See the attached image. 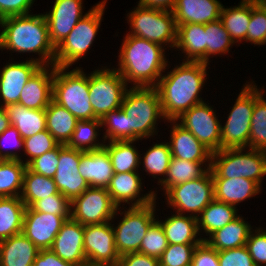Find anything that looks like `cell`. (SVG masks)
<instances>
[{"instance_id": "cell-44", "label": "cell", "mask_w": 266, "mask_h": 266, "mask_svg": "<svg viewBox=\"0 0 266 266\" xmlns=\"http://www.w3.org/2000/svg\"><path fill=\"white\" fill-rule=\"evenodd\" d=\"M101 126L103 128L106 126L102 142L107 140L108 142L129 140V122L122 108L108 112L101 119Z\"/></svg>"}, {"instance_id": "cell-52", "label": "cell", "mask_w": 266, "mask_h": 266, "mask_svg": "<svg viewBox=\"0 0 266 266\" xmlns=\"http://www.w3.org/2000/svg\"><path fill=\"white\" fill-rule=\"evenodd\" d=\"M246 247L256 266H266V230L262 227L253 229L246 242Z\"/></svg>"}, {"instance_id": "cell-30", "label": "cell", "mask_w": 266, "mask_h": 266, "mask_svg": "<svg viewBox=\"0 0 266 266\" xmlns=\"http://www.w3.org/2000/svg\"><path fill=\"white\" fill-rule=\"evenodd\" d=\"M175 49L184 53L183 61L205 63V24L188 23L177 26Z\"/></svg>"}, {"instance_id": "cell-56", "label": "cell", "mask_w": 266, "mask_h": 266, "mask_svg": "<svg viewBox=\"0 0 266 266\" xmlns=\"http://www.w3.org/2000/svg\"><path fill=\"white\" fill-rule=\"evenodd\" d=\"M118 266H160L159 259L139 252L120 256Z\"/></svg>"}, {"instance_id": "cell-29", "label": "cell", "mask_w": 266, "mask_h": 266, "mask_svg": "<svg viewBox=\"0 0 266 266\" xmlns=\"http://www.w3.org/2000/svg\"><path fill=\"white\" fill-rule=\"evenodd\" d=\"M252 230V226L239 214L233 221L216 230L209 237H203L202 240L216 251L233 249L246 245Z\"/></svg>"}, {"instance_id": "cell-50", "label": "cell", "mask_w": 266, "mask_h": 266, "mask_svg": "<svg viewBox=\"0 0 266 266\" xmlns=\"http://www.w3.org/2000/svg\"><path fill=\"white\" fill-rule=\"evenodd\" d=\"M30 208L37 212L57 216H70L71 202L60 193L35 201Z\"/></svg>"}, {"instance_id": "cell-54", "label": "cell", "mask_w": 266, "mask_h": 266, "mask_svg": "<svg viewBox=\"0 0 266 266\" xmlns=\"http://www.w3.org/2000/svg\"><path fill=\"white\" fill-rule=\"evenodd\" d=\"M191 266H220L217 251L202 241L194 250Z\"/></svg>"}, {"instance_id": "cell-49", "label": "cell", "mask_w": 266, "mask_h": 266, "mask_svg": "<svg viewBox=\"0 0 266 266\" xmlns=\"http://www.w3.org/2000/svg\"><path fill=\"white\" fill-rule=\"evenodd\" d=\"M23 146V138L17 129L10 125L2 134H0V159L23 161L21 157L24 155H21L22 153L20 152V150L23 151ZM12 148H14L13 151Z\"/></svg>"}, {"instance_id": "cell-57", "label": "cell", "mask_w": 266, "mask_h": 266, "mask_svg": "<svg viewBox=\"0 0 266 266\" xmlns=\"http://www.w3.org/2000/svg\"><path fill=\"white\" fill-rule=\"evenodd\" d=\"M33 266H77L74 263L64 261L51 249H41L34 260Z\"/></svg>"}, {"instance_id": "cell-2", "label": "cell", "mask_w": 266, "mask_h": 266, "mask_svg": "<svg viewBox=\"0 0 266 266\" xmlns=\"http://www.w3.org/2000/svg\"><path fill=\"white\" fill-rule=\"evenodd\" d=\"M119 51L115 69L131 87H155L170 68L165 48L144 38L126 34Z\"/></svg>"}, {"instance_id": "cell-8", "label": "cell", "mask_w": 266, "mask_h": 266, "mask_svg": "<svg viewBox=\"0 0 266 266\" xmlns=\"http://www.w3.org/2000/svg\"><path fill=\"white\" fill-rule=\"evenodd\" d=\"M129 35L144 38L163 47L175 48L177 25L173 12L145 8L137 5L127 14Z\"/></svg>"}, {"instance_id": "cell-20", "label": "cell", "mask_w": 266, "mask_h": 266, "mask_svg": "<svg viewBox=\"0 0 266 266\" xmlns=\"http://www.w3.org/2000/svg\"><path fill=\"white\" fill-rule=\"evenodd\" d=\"M142 179L138 171L114 173L106 189L113 202L120 208H123L126 203L129 204V207L144 206L157 198V191L150 190L144 195L141 194L143 191Z\"/></svg>"}, {"instance_id": "cell-4", "label": "cell", "mask_w": 266, "mask_h": 266, "mask_svg": "<svg viewBox=\"0 0 266 266\" xmlns=\"http://www.w3.org/2000/svg\"><path fill=\"white\" fill-rule=\"evenodd\" d=\"M129 88L121 105L129 122V140L139 141L154 137L158 134L157 122L160 119L166 121L157 89L130 86Z\"/></svg>"}, {"instance_id": "cell-32", "label": "cell", "mask_w": 266, "mask_h": 266, "mask_svg": "<svg viewBox=\"0 0 266 266\" xmlns=\"http://www.w3.org/2000/svg\"><path fill=\"white\" fill-rule=\"evenodd\" d=\"M45 115L47 131L59 144L67 145L79 120L53 99L45 109Z\"/></svg>"}, {"instance_id": "cell-24", "label": "cell", "mask_w": 266, "mask_h": 266, "mask_svg": "<svg viewBox=\"0 0 266 266\" xmlns=\"http://www.w3.org/2000/svg\"><path fill=\"white\" fill-rule=\"evenodd\" d=\"M78 169L90 187L106 188L114 176L111 159L104 147L83 152Z\"/></svg>"}, {"instance_id": "cell-45", "label": "cell", "mask_w": 266, "mask_h": 266, "mask_svg": "<svg viewBox=\"0 0 266 266\" xmlns=\"http://www.w3.org/2000/svg\"><path fill=\"white\" fill-rule=\"evenodd\" d=\"M246 42L255 46L266 44V0H251V19Z\"/></svg>"}, {"instance_id": "cell-15", "label": "cell", "mask_w": 266, "mask_h": 266, "mask_svg": "<svg viewBox=\"0 0 266 266\" xmlns=\"http://www.w3.org/2000/svg\"><path fill=\"white\" fill-rule=\"evenodd\" d=\"M84 252L87 264L118 266L119 254L115 247L112 223L84 225Z\"/></svg>"}, {"instance_id": "cell-16", "label": "cell", "mask_w": 266, "mask_h": 266, "mask_svg": "<svg viewBox=\"0 0 266 266\" xmlns=\"http://www.w3.org/2000/svg\"><path fill=\"white\" fill-rule=\"evenodd\" d=\"M84 151L59 144V164L53 177L58 191L70 202L89 187L79 173L81 154Z\"/></svg>"}, {"instance_id": "cell-27", "label": "cell", "mask_w": 266, "mask_h": 266, "mask_svg": "<svg viewBox=\"0 0 266 266\" xmlns=\"http://www.w3.org/2000/svg\"><path fill=\"white\" fill-rule=\"evenodd\" d=\"M157 221L163 228L168 244L199 245L203 241L198 232L197 218L194 216L175 212L164 221Z\"/></svg>"}, {"instance_id": "cell-6", "label": "cell", "mask_w": 266, "mask_h": 266, "mask_svg": "<svg viewBox=\"0 0 266 266\" xmlns=\"http://www.w3.org/2000/svg\"><path fill=\"white\" fill-rule=\"evenodd\" d=\"M210 171L213 178L243 177L262 187L266 175V152L252 148L221 149L212 153Z\"/></svg>"}, {"instance_id": "cell-22", "label": "cell", "mask_w": 266, "mask_h": 266, "mask_svg": "<svg viewBox=\"0 0 266 266\" xmlns=\"http://www.w3.org/2000/svg\"><path fill=\"white\" fill-rule=\"evenodd\" d=\"M55 65L41 66L24 85L18 103L30 109H46L53 98Z\"/></svg>"}, {"instance_id": "cell-31", "label": "cell", "mask_w": 266, "mask_h": 266, "mask_svg": "<svg viewBox=\"0 0 266 266\" xmlns=\"http://www.w3.org/2000/svg\"><path fill=\"white\" fill-rule=\"evenodd\" d=\"M10 124L14 126L23 139L46 130L45 109H30L19 103L5 107Z\"/></svg>"}, {"instance_id": "cell-51", "label": "cell", "mask_w": 266, "mask_h": 266, "mask_svg": "<svg viewBox=\"0 0 266 266\" xmlns=\"http://www.w3.org/2000/svg\"><path fill=\"white\" fill-rule=\"evenodd\" d=\"M58 164L59 145L55 149L45 152L41 156H38L31 160L27 164V168L37 174L53 178L56 174Z\"/></svg>"}, {"instance_id": "cell-43", "label": "cell", "mask_w": 266, "mask_h": 266, "mask_svg": "<svg viewBox=\"0 0 266 266\" xmlns=\"http://www.w3.org/2000/svg\"><path fill=\"white\" fill-rule=\"evenodd\" d=\"M235 42L226 31L222 21L219 19L205 24V63L209 61L211 55H225L229 52Z\"/></svg>"}, {"instance_id": "cell-19", "label": "cell", "mask_w": 266, "mask_h": 266, "mask_svg": "<svg viewBox=\"0 0 266 266\" xmlns=\"http://www.w3.org/2000/svg\"><path fill=\"white\" fill-rule=\"evenodd\" d=\"M29 59V60H28ZM26 61L9 62L0 71V106L18 103L24 85L42 66L28 58Z\"/></svg>"}, {"instance_id": "cell-55", "label": "cell", "mask_w": 266, "mask_h": 266, "mask_svg": "<svg viewBox=\"0 0 266 266\" xmlns=\"http://www.w3.org/2000/svg\"><path fill=\"white\" fill-rule=\"evenodd\" d=\"M35 0H0V19L9 16L27 15Z\"/></svg>"}, {"instance_id": "cell-59", "label": "cell", "mask_w": 266, "mask_h": 266, "mask_svg": "<svg viewBox=\"0 0 266 266\" xmlns=\"http://www.w3.org/2000/svg\"><path fill=\"white\" fill-rule=\"evenodd\" d=\"M10 125V120L5 107L0 106V134H2Z\"/></svg>"}, {"instance_id": "cell-58", "label": "cell", "mask_w": 266, "mask_h": 266, "mask_svg": "<svg viewBox=\"0 0 266 266\" xmlns=\"http://www.w3.org/2000/svg\"><path fill=\"white\" fill-rule=\"evenodd\" d=\"M178 0H139L138 5L145 8L173 11Z\"/></svg>"}, {"instance_id": "cell-40", "label": "cell", "mask_w": 266, "mask_h": 266, "mask_svg": "<svg viewBox=\"0 0 266 266\" xmlns=\"http://www.w3.org/2000/svg\"><path fill=\"white\" fill-rule=\"evenodd\" d=\"M259 89L254 84V108L248 148L266 152V99L263 88Z\"/></svg>"}, {"instance_id": "cell-3", "label": "cell", "mask_w": 266, "mask_h": 266, "mask_svg": "<svg viewBox=\"0 0 266 266\" xmlns=\"http://www.w3.org/2000/svg\"><path fill=\"white\" fill-rule=\"evenodd\" d=\"M0 50L12 53H35L34 60L42 66L54 65L55 47L49 39L44 14L9 16L0 19Z\"/></svg>"}, {"instance_id": "cell-14", "label": "cell", "mask_w": 266, "mask_h": 266, "mask_svg": "<svg viewBox=\"0 0 266 266\" xmlns=\"http://www.w3.org/2000/svg\"><path fill=\"white\" fill-rule=\"evenodd\" d=\"M205 102L193 106L176 121L213 153L221 150L222 123L219 122L213 107Z\"/></svg>"}, {"instance_id": "cell-7", "label": "cell", "mask_w": 266, "mask_h": 266, "mask_svg": "<svg viewBox=\"0 0 266 266\" xmlns=\"http://www.w3.org/2000/svg\"><path fill=\"white\" fill-rule=\"evenodd\" d=\"M107 0H102L88 10L87 14L82 17L73 30L68 34L55 48L54 65L57 67H67L84 58L93 45L94 39L103 20V14Z\"/></svg>"}, {"instance_id": "cell-38", "label": "cell", "mask_w": 266, "mask_h": 266, "mask_svg": "<svg viewBox=\"0 0 266 266\" xmlns=\"http://www.w3.org/2000/svg\"><path fill=\"white\" fill-rule=\"evenodd\" d=\"M26 168L21 160L0 159V198L21 196Z\"/></svg>"}, {"instance_id": "cell-26", "label": "cell", "mask_w": 266, "mask_h": 266, "mask_svg": "<svg viewBox=\"0 0 266 266\" xmlns=\"http://www.w3.org/2000/svg\"><path fill=\"white\" fill-rule=\"evenodd\" d=\"M214 200L237 206L241 202L260 194L261 187L254 181L239 178H213Z\"/></svg>"}, {"instance_id": "cell-12", "label": "cell", "mask_w": 266, "mask_h": 266, "mask_svg": "<svg viewBox=\"0 0 266 266\" xmlns=\"http://www.w3.org/2000/svg\"><path fill=\"white\" fill-rule=\"evenodd\" d=\"M168 206L176 213L198 217L214 200L211 171L204 176L170 187L165 193ZM189 213V214H187Z\"/></svg>"}, {"instance_id": "cell-1", "label": "cell", "mask_w": 266, "mask_h": 266, "mask_svg": "<svg viewBox=\"0 0 266 266\" xmlns=\"http://www.w3.org/2000/svg\"><path fill=\"white\" fill-rule=\"evenodd\" d=\"M208 65L201 61H183L160 77L155 88L165 120H176L203 102L199 94L207 79Z\"/></svg>"}, {"instance_id": "cell-21", "label": "cell", "mask_w": 266, "mask_h": 266, "mask_svg": "<svg viewBox=\"0 0 266 266\" xmlns=\"http://www.w3.org/2000/svg\"><path fill=\"white\" fill-rule=\"evenodd\" d=\"M50 249L64 261L74 263L77 266L86 265L84 225L71 217L67 219L56 235Z\"/></svg>"}, {"instance_id": "cell-18", "label": "cell", "mask_w": 266, "mask_h": 266, "mask_svg": "<svg viewBox=\"0 0 266 266\" xmlns=\"http://www.w3.org/2000/svg\"><path fill=\"white\" fill-rule=\"evenodd\" d=\"M69 218L70 216L37 212L26 207L22 234L33 242L39 250L50 249L63 223Z\"/></svg>"}, {"instance_id": "cell-11", "label": "cell", "mask_w": 266, "mask_h": 266, "mask_svg": "<svg viewBox=\"0 0 266 266\" xmlns=\"http://www.w3.org/2000/svg\"><path fill=\"white\" fill-rule=\"evenodd\" d=\"M221 126V149L248 148L254 108V81L247 82Z\"/></svg>"}, {"instance_id": "cell-35", "label": "cell", "mask_w": 266, "mask_h": 266, "mask_svg": "<svg viewBox=\"0 0 266 266\" xmlns=\"http://www.w3.org/2000/svg\"><path fill=\"white\" fill-rule=\"evenodd\" d=\"M251 19V0H242L237 6L221 10L220 20L231 39L237 44L246 43V33Z\"/></svg>"}, {"instance_id": "cell-39", "label": "cell", "mask_w": 266, "mask_h": 266, "mask_svg": "<svg viewBox=\"0 0 266 266\" xmlns=\"http://www.w3.org/2000/svg\"><path fill=\"white\" fill-rule=\"evenodd\" d=\"M56 194L60 192L53 178L45 177L26 168L20 196L26 207H30L35 201Z\"/></svg>"}, {"instance_id": "cell-46", "label": "cell", "mask_w": 266, "mask_h": 266, "mask_svg": "<svg viewBox=\"0 0 266 266\" xmlns=\"http://www.w3.org/2000/svg\"><path fill=\"white\" fill-rule=\"evenodd\" d=\"M168 247V241L160 223L155 220L148 228L140 244L139 253L159 259Z\"/></svg>"}, {"instance_id": "cell-23", "label": "cell", "mask_w": 266, "mask_h": 266, "mask_svg": "<svg viewBox=\"0 0 266 266\" xmlns=\"http://www.w3.org/2000/svg\"><path fill=\"white\" fill-rule=\"evenodd\" d=\"M168 122L172 123L168 142L172 157L191 162L211 163L212 152L209 149L176 120H168Z\"/></svg>"}, {"instance_id": "cell-13", "label": "cell", "mask_w": 266, "mask_h": 266, "mask_svg": "<svg viewBox=\"0 0 266 266\" xmlns=\"http://www.w3.org/2000/svg\"><path fill=\"white\" fill-rule=\"evenodd\" d=\"M117 208L106 188L89 186L71 201L70 217L82 225L113 222Z\"/></svg>"}, {"instance_id": "cell-9", "label": "cell", "mask_w": 266, "mask_h": 266, "mask_svg": "<svg viewBox=\"0 0 266 266\" xmlns=\"http://www.w3.org/2000/svg\"><path fill=\"white\" fill-rule=\"evenodd\" d=\"M156 200L144 206H131L128 209L124 207L122 212L118 211L119 207L117 208V213L120 216L123 214L117 226L114 227L112 224L115 247L119 256L139 252L148 228L157 219L155 218Z\"/></svg>"}, {"instance_id": "cell-36", "label": "cell", "mask_w": 266, "mask_h": 266, "mask_svg": "<svg viewBox=\"0 0 266 266\" xmlns=\"http://www.w3.org/2000/svg\"><path fill=\"white\" fill-rule=\"evenodd\" d=\"M135 142L134 140L104 142L103 147L109 154L114 173L139 170L142 154L138 152L136 145H134Z\"/></svg>"}, {"instance_id": "cell-10", "label": "cell", "mask_w": 266, "mask_h": 266, "mask_svg": "<svg viewBox=\"0 0 266 266\" xmlns=\"http://www.w3.org/2000/svg\"><path fill=\"white\" fill-rule=\"evenodd\" d=\"M102 66L89 74V97L94 116L102 119L108 112L121 108L128 84L113 68Z\"/></svg>"}, {"instance_id": "cell-37", "label": "cell", "mask_w": 266, "mask_h": 266, "mask_svg": "<svg viewBox=\"0 0 266 266\" xmlns=\"http://www.w3.org/2000/svg\"><path fill=\"white\" fill-rule=\"evenodd\" d=\"M205 164V165H204ZM211 167V163L191 162L172 157L165 180L159 184L163 192L170 187L204 176Z\"/></svg>"}, {"instance_id": "cell-25", "label": "cell", "mask_w": 266, "mask_h": 266, "mask_svg": "<svg viewBox=\"0 0 266 266\" xmlns=\"http://www.w3.org/2000/svg\"><path fill=\"white\" fill-rule=\"evenodd\" d=\"M222 7L219 0H178L172 12L177 26L207 24L220 19Z\"/></svg>"}, {"instance_id": "cell-5", "label": "cell", "mask_w": 266, "mask_h": 266, "mask_svg": "<svg viewBox=\"0 0 266 266\" xmlns=\"http://www.w3.org/2000/svg\"><path fill=\"white\" fill-rule=\"evenodd\" d=\"M75 68L70 71L67 67L55 66L52 99L79 121L97 119L90 103L89 74L82 67Z\"/></svg>"}, {"instance_id": "cell-28", "label": "cell", "mask_w": 266, "mask_h": 266, "mask_svg": "<svg viewBox=\"0 0 266 266\" xmlns=\"http://www.w3.org/2000/svg\"><path fill=\"white\" fill-rule=\"evenodd\" d=\"M39 249L24 234L0 242V266H33Z\"/></svg>"}, {"instance_id": "cell-41", "label": "cell", "mask_w": 266, "mask_h": 266, "mask_svg": "<svg viewBox=\"0 0 266 266\" xmlns=\"http://www.w3.org/2000/svg\"><path fill=\"white\" fill-rule=\"evenodd\" d=\"M143 159L140 158V165L143 164V168L147 174H151L153 178H158V185L161 184L168 173V167L170 165V161L172 158V154L170 151V147L167 142H161V143H155L152 144V146L149 147L148 150H146V153H144ZM163 177H158L162 176Z\"/></svg>"}, {"instance_id": "cell-47", "label": "cell", "mask_w": 266, "mask_h": 266, "mask_svg": "<svg viewBox=\"0 0 266 266\" xmlns=\"http://www.w3.org/2000/svg\"><path fill=\"white\" fill-rule=\"evenodd\" d=\"M23 144L24 155L27 156V158L25 157L26 160H23V162L26 165L34 158L55 149L59 145L47 129L23 139Z\"/></svg>"}, {"instance_id": "cell-34", "label": "cell", "mask_w": 266, "mask_h": 266, "mask_svg": "<svg viewBox=\"0 0 266 266\" xmlns=\"http://www.w3.org/2000/svg\"><path fill=\"white\" fill-rule=\"evenodd\" d=\"M25 209L20 197L0 198V242L22 233Z\"/></svg>"}, {"instance_id": "cell-53", "label": "cell", "mask_w": 266, "mask_h": 266, "mask_svg": "<svg viewBox=\"0 0 266 266\" xmlns=\"http://www.w3.org/2000/svg\"><path fill=\"white\" fill-rule=\"evenodd\" d=\"M217 253L220 266H256L246 245Z\"/></svg>"}, {"instance_id": "cell-17", "label": "cell", "mask_w": 266, "mask_h": 266, "mask_svg": "<svg viewBox=\"0 0 266 266\" xmlns=\"http://www.w3.org/2000/svg\"><path fill=\"white\" fill-rule=\"evenodd\" d=\"M83 0H55L52 9L44 12L48 23L49 39L56 48L84 17Z\"/></svg>"}, {"instance_id": "cell-42", "label": "cell", "mask_w": 266, "mask_h": 266, "mask_svg": "<svg viewBox=\"0 0 266 266\" xmlns=\"http://www.w3.org/2000/svg\"><path fill=\"white\" fill-rule=\"evenodd\" d=\"M101 119L84 120L76 123L75 130L67 146L81 151L97 150L104 146V142H99V129Z\"/></svg>"}, {"instance_id": "cell-48", "label": "cell", "mask_w": 266, "mask_h": 266, "mask_svg": "<svg viewBox=\"0 0 266 266\" xmlns=\"http://www.w3.org/2000/svg\"><path fill=\"white\" fill-rule=\"evenodd\" d=\"M196 246L168 244V247L159 258L160 266H191Z\"/></svg>"}, {"instance_id": "cell-33", "label": "cell", "mask_w": 266, "mask_h": 266, "mask_svg": "<svg viewBox=\"0 0 266 266\" xmlns=\"http://www.w3.org/2000/svg\"><path fill=\"white\" fill-rule=\"evenodd\" d=\"M237 212V207L213 200L197 217L198 232L203 231L206 236H210L237 218L239 216Z\"/></svg>"}]
</instances>
